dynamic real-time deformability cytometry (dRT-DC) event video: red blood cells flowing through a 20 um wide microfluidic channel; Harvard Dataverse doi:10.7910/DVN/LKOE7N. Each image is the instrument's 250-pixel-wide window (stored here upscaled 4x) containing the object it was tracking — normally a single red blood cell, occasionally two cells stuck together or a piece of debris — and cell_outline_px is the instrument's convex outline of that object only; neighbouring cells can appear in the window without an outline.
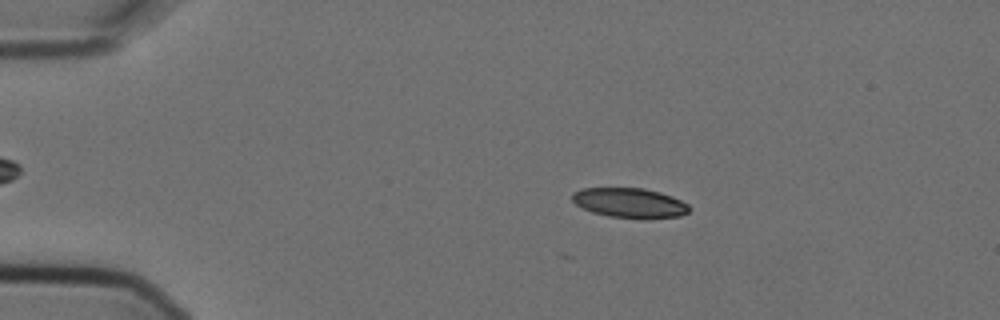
{"species": "Egyptian fruit bat (a non-hibernating species)", "species_latin": "Rousettus aegyptiacus", "temperature_condition": "cold", "stored_images_in_passage": 6, "camera_frame_rate_fps": 3000, "um_per_image_px": 0.085, "animal": {"sex": "female"}, "frame": {"image": 1, "passage_image": 3, "time_ms": 0.667, "image_size_px": [1000, 320], "cell_outline_px": [[688, 212], [680, 216], [648, 220], [644, 220], [608, 216], [592, 212], [576, 204], [572, 200], [572, 192], [584, 188], [644, 188], [660, 192], [672, 196], [688, 204]], "centroid_in_image_um": [53.54, 17.26], "position_along_channel_um": 31.5, "area_um2": 20.58}}
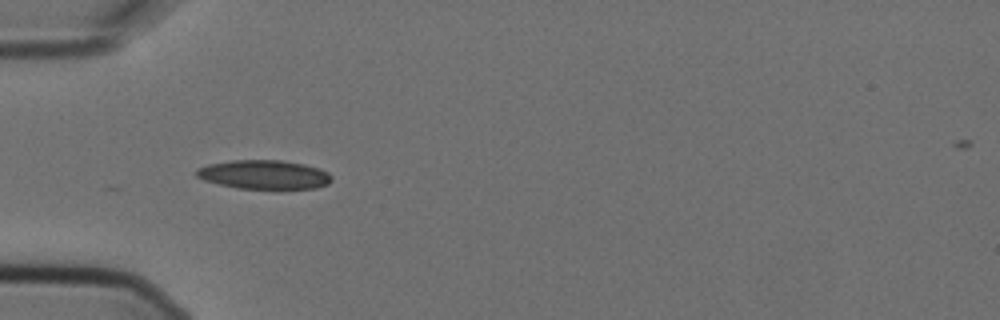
{"frame": {"image": 2, "passage_image": 5, "time_ms": 1.333, "image_size_px": [1000, 320], "cell_outline_px": [[332, 180], [328, 184], [316, 188], [236, 188], [204, 180], [196, 176], [196, 168], [208, 164], [232, 160], [280, 160], [304, 164], [328, 172], [332, 176]], "centroid_in_image_um": [22.43, 14.83], "position_along_channel_um": 62.6, "area_um2": 22.66}}
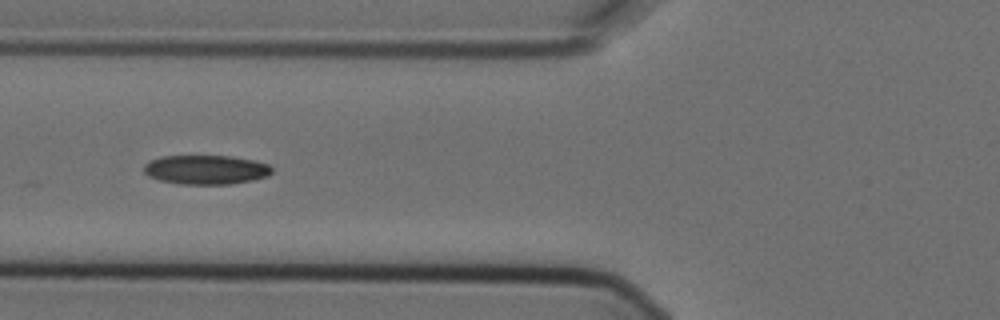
{"frame": {"image": 3, "passage_image": 6, "time_ms": 1.667, "image_size_px": [1000, 320], "cell_outline_px": [[272, 172], [268, 176], [252, 180], [228, 184], [180, 184], [160, 180], [148, 176], [144, 172], [144, 164], [148, 160], [160, 156], [232, 156], [256, 160], [268, 164], [272, 168]], "centroid_in_image_um": [17.49, 14.41], "position_along_channel_um": 108.3, "area_um2": 21.96}}